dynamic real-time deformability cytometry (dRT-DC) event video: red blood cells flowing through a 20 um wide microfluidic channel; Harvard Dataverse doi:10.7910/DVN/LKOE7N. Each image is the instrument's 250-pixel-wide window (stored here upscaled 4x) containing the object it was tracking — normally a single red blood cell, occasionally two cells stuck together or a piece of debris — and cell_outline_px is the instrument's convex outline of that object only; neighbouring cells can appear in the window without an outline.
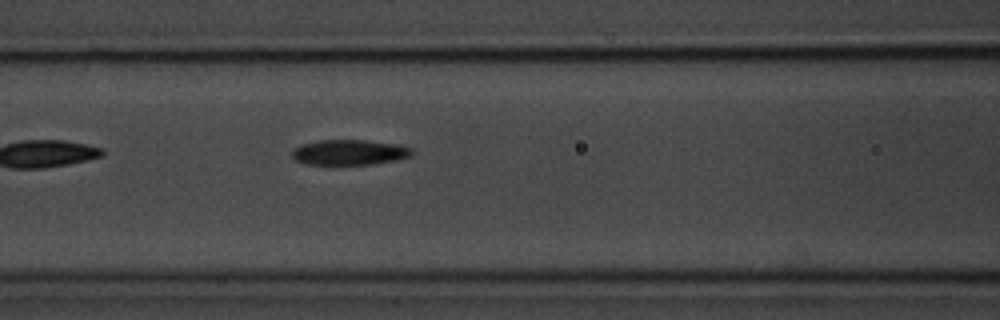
{"species": "common noctule bat (a hibernating species)", "species_latin": "Nyctalus noctula", "temperature_condition": "room temperature", "stored_images_in_passage": 18, "camera_frame_rate_fps": 3000, "um_per_image_px": 0.085, "animal": {"sex": "male", "body_mass_g": 20.1, "forearm_length_mm": 53.5}, "frame": {"image": 1, "passage_image": 6, "time_ms": 1.667, "image_size_px": [1000, 320], "cell_outline_px": [[412, 156], [372, 164], [308, 164], [296, 160], [292, 156], [292, 152], [296, 148], [304, 144], [320, 140], [364, 140], [396, 144], [412, 148]], "centroid_in_image_um": [29.71, 12.94], "position_along_channel_um": 136.9, "area_um2": 17.28}}